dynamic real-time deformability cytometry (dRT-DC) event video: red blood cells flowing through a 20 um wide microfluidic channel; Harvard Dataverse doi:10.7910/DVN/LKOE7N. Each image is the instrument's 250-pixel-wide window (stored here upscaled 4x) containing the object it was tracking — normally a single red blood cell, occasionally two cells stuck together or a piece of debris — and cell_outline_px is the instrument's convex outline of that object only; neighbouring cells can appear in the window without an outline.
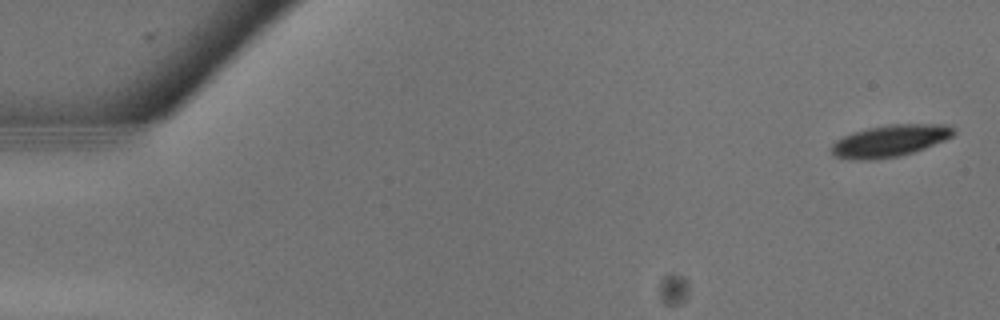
{"species": "common noctule bat (a hibernating species)", "species_latin": "Nyctalus noctula", "temperature_condition": "warm", "stored_images_in_passage": 8, "camera_frame_rate_fps": 3000, "um_per_image_px": 0.085, "animal": {"sex": "male", "body_mass_g": 13.3}, "frame": {"image": 1, "passage_image": 1, "time_ms": 0.0, "image_size_px": [1000, 320], "cell_outline_px": [[956, 132], [952, 136], [944, 140], [924, 148], [900, 156], [872, 160], [852, 160], [832, 156], [832, 144], [836, 140], [852, 132], [868, 128], [888, 124], [944, 124], [952, 128]], "centroid_in_image_um": [75.6, 11.98], "position_along_channel_um": 9.4, "area_um2": 22.66}}